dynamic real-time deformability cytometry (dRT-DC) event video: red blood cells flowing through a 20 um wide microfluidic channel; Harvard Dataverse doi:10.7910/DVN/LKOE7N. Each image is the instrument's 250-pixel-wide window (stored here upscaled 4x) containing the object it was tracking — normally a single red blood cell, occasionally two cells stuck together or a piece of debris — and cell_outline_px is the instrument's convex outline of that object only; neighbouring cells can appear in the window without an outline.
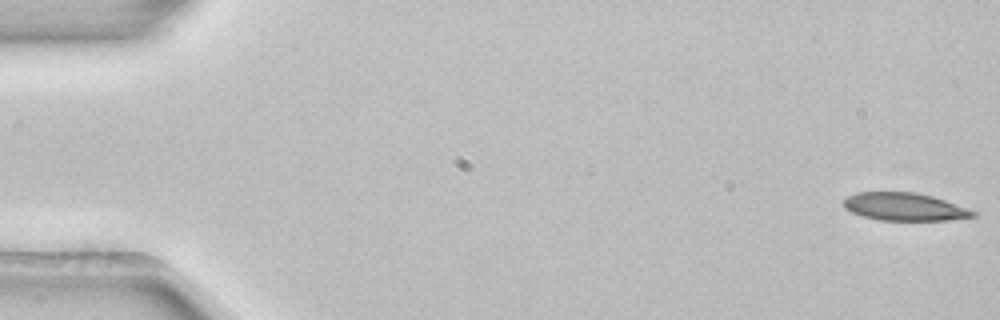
{"species": "common noctule bat (a hibernating species)", "species_latin": "Nyctalus noctula", "temperature_condition": "room temperature", "stored_images_in_passage": 4, "camera_frame_rate_fps": 3000, "um_per_image_px": 0.085, "animal": {"sex": "female", "body_mass_g": 22.7, "forearm_length_mm": 54.2}, "frame": {"image": 1, "passage_image": 1, "time_ms": 0.0, "image_size_px": [1000, 320], "cell_outline_px": [[976, 216], [948, 220], [880, 220], [864, 216], [852, 212], [844, 208], [844, 200], [848, 196], [856, 192], [916, 192], [932, 196], [944, 200], [976, 212]], "centroid_in_image_um": [76.86, 17.57], "position_along_channel_um": 8.1, "area_um2": 20.69}}
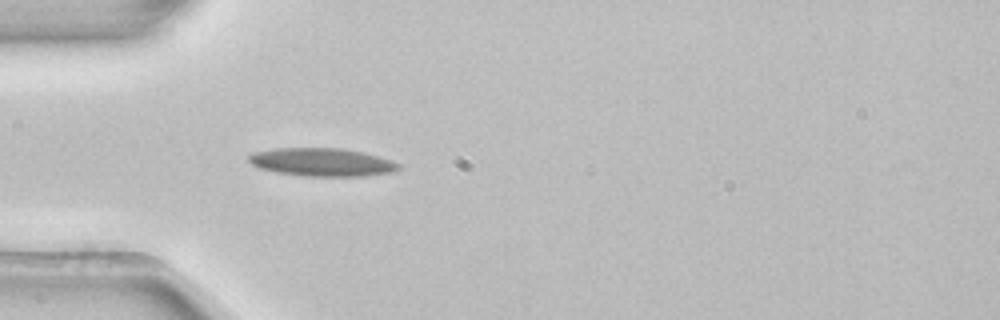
{"frame": {"image": 2, "passage_image": 4, "time_ms": 1.0, "image_size_px": [1000, 320], "cell_outline_px": [[400, 168], [392, 172], [364, 176], [304, 176], [276, 172], [260, 168], [252, 164], [248, 160], [248, 156], [252, 152], [276, 148], [340, 148], [364, 152], [392, 160], [400, 164]], "centroid_in_image_um": [27.37, 13.78], "position_along_channel_um": 57.6, "area_um2": 24.62}}